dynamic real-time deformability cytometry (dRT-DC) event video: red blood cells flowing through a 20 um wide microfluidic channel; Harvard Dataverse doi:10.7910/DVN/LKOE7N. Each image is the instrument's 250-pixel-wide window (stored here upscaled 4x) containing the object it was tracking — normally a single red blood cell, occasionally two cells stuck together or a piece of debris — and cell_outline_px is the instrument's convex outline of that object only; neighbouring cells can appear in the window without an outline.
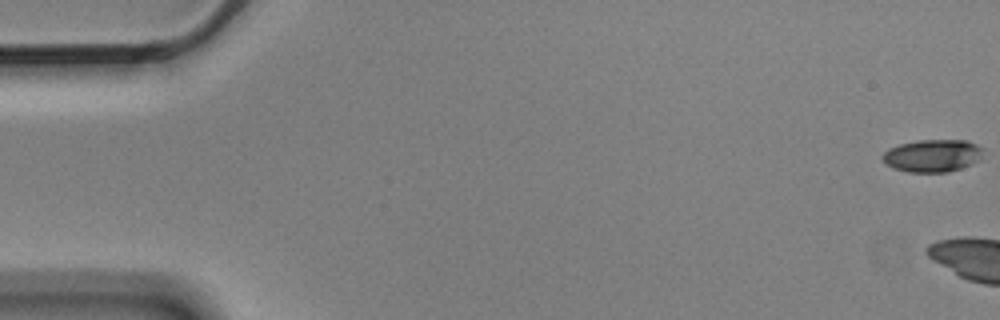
{"species": "Egyptian fruit bat (a non-hibernating species)", "species_latin": "Rousettus aegyptiacus", "temperature_condition": "cold", "stored_images_in_passage": 4, "camera_frame_rate_fps": 3000, "um_per_image_px": 0.085, "animal": {"sex": "male"}, "frame": {"image": 1, "passage_image": 1, "time_ms": 0.0, "image_size_px": [1000, 320], "cell_outline_px": [[984, 148], [980, 160], [960, 168], [948, 172], [908, 172], [892, 168], [884, 160], [884, 152], [888, 148], [900, 144], [920, 140], [968, 140]], "centroid_in_image_um": [79.3, 13.22], "position_along_channel_um": 5.7, "area_um2": 19.02}}